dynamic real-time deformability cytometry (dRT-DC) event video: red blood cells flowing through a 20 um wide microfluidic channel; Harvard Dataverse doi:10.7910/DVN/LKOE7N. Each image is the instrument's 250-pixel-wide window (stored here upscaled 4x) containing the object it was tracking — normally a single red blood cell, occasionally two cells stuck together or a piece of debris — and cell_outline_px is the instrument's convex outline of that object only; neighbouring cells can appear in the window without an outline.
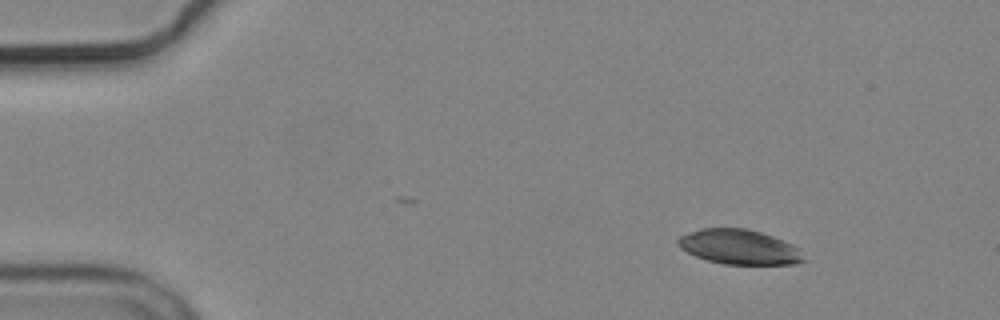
{"species": "common noctule bat (a hibernating species)", "species_latin": "Nyctalus noctula", "temperature_condition": "cold", "stored_images_in_passage": 4, "camera_frame_rate_fps": 3000, "um_per_image_px": 0.085, "animal": {"sex": "male", "body_mass_g": 19.2, "forearm_length_mm": 51.8}, "frame": {"image": 1, "passage_image": 1, "time_ms": 0.0, "image_size_px": [1000, 320], "cell_outline_px": [[808, 260], [796, 264], [724, 264], [708, 260], [696, 256], [680, 248], [676, 240], [680, 236], [700, 228], [744, 228], [760, 232], [772, 236], [792, 244], [800, 248]], "centroid_in_image_um": [62.88, 21.0], "position_along_channel_um": 22.1, "area_um2": 25.55}}
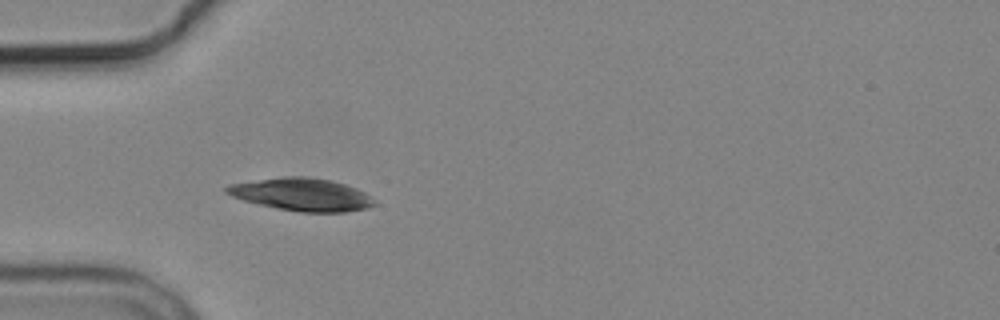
{"frame": {"image": 2, "passage_image": 4, "time_ms": 3.333, "image_size_px": [1000, 320], "cell_outline_px": [[376, 204], [368, 208], [344, 212], [300, 212], [276, 208], [244, 200], [232, 196], [224, 192], [224, 188], [232, 184], [284, 176], [304, 176], [328, 180], [344, 184], [356, 188], [364, 192], [376, 200]], "centroid_in_image_um": [25.68, 16.54], "position_along_channel_um": 59.3, "area_um2": 27.86}}